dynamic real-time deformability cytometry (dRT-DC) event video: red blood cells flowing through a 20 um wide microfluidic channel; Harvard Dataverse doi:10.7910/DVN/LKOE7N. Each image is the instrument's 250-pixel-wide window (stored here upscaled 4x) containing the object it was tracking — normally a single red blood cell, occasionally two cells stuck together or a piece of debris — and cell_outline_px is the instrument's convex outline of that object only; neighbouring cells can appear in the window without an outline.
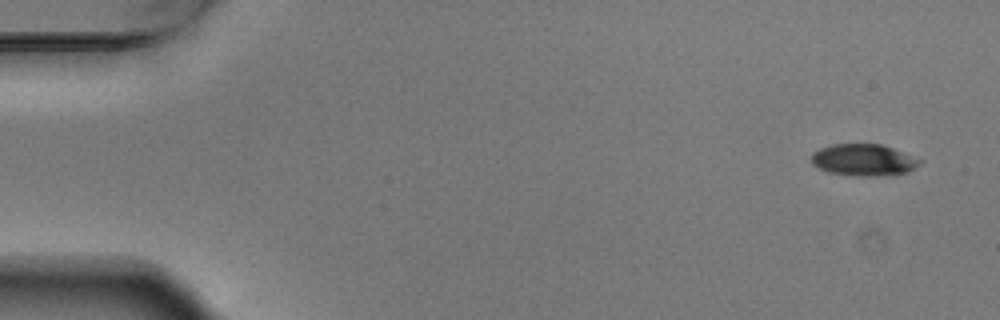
{"species": "Egyptian fruit bat (a non-hibernating species)", "species_latin": "Rousettus aegyptiacus", "temperature_condition": "warm", "stored_images_in_passage": 5, "camera_frame_rate_fps": 3000, "um_per_image_px": 0.085, "animal": {"sex": "male"}, "frame": {"image": 1, "passage_image": 1, "time_ms": 0.0, "image_size_px": [1000, 320], "cell_outline_px": [[924, 160], [920, 164], [908, 172], [876, 176], [856, 176], [828, 172], [812, 164], [812, 152], [820, 148], [832, 144], [880, 144], [892, 148]], "centroid_in_image_um": [73.41, 13.59], "position_along_channel_um": 11.6, "area_um2": 20.0}}
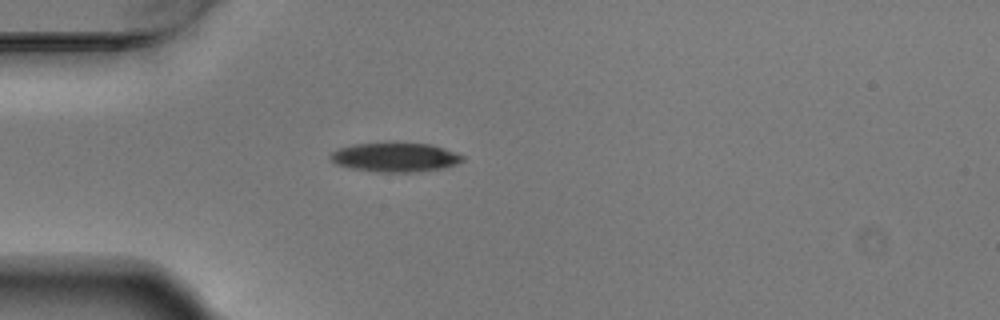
{"frame": {"image": 2, "passage_image": 4, "time_ms": 1.0, "image_size_px": [1000, 320], "cell_outline_px": [[464, 160], [456, 164], [440, 168], [412, 172], [380, 172], [348, 168], [336, 164], [328, 156], [332, 152], [340, 148], [356, 144], [428, 144], [444, 148], [464, 156]], "centroid_in_image_um": [33.56, 13.39], "position_along_channel_um": 51.4, "area_um2": 21.91}}